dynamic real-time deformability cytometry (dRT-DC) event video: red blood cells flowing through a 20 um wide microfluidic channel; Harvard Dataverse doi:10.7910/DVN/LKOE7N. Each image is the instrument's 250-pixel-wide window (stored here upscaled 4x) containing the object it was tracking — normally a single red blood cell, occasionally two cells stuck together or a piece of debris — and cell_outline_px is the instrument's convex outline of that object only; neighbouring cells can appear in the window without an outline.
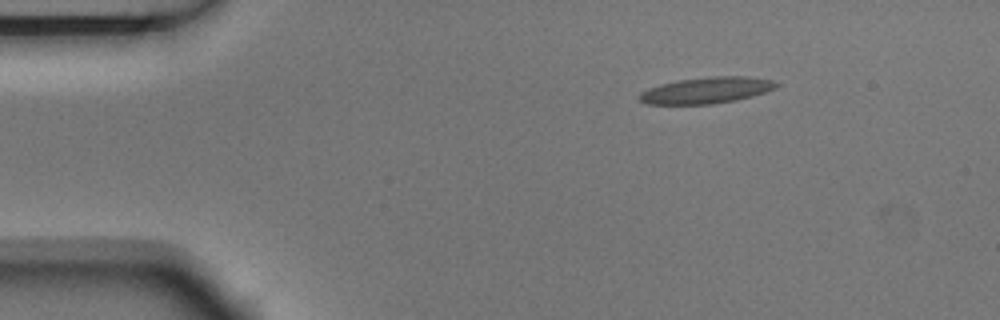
{"species": "Egyptian fruit bat (a non-hibernating species)", "species_latin": "Rousettus aegyptiacus", "temperature_condition": "room temperature", "stored_images_in_passage": 3, "camera_frame_rate_fps": 3000, "um_per_image_px": 0.085, "animal": {"sex": "male"}, "frame": {"image": 1, "passage_image": 1, "time_ms": 0.0, "image_size_px": [1000, 320], "cell_outline_px": [[780, 84], [776, 88], [752, 96], [736, 100], [712, 104], [648, 104], [640, 100], [640, 92], [648, 88], [660, 84], [676, 80], [712, 76], [748, 76], [772, 80]], "centroid_in_image_um": [60.06, 7.66], "position_along_channel_um": 24.9, "area_um2": 20.98}}